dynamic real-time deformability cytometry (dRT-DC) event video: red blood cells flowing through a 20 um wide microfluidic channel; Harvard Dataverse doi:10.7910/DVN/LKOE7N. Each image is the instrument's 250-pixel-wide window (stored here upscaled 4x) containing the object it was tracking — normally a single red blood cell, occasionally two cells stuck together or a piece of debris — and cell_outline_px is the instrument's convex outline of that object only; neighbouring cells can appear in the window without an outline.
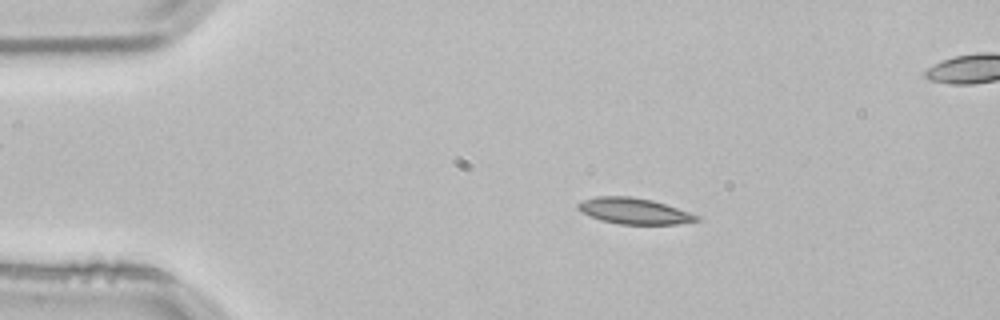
{"species": "common noctule bat (a hibernating species)", "species_latin": "Nyctalus noctula", "temperature_condition": "room temperature", "stored_images_in_passage": 53, "camera_frame_rate_fps": 3000, "um_per_image_px": 0.085, "animal": {"sex": "male", "body_mass_g": 21.5, "forearm_length_mm": 52.0}, "frame": {"image": 1, "passage_image": 9, "time_ms": 2.667, "image_size_px": [1000, 320], "cell_outline_px": [[700, 220], [676, 224], [620, 224], [600, 220], [576, 208], [576, 204], [580, 200], [596, 196], [628, 196], [652, 200], [700, 216]], "centroid_in_image_um": [53.85, 17.93], "position_along_channel_um": 31.1, "area_um2": 17.8}}
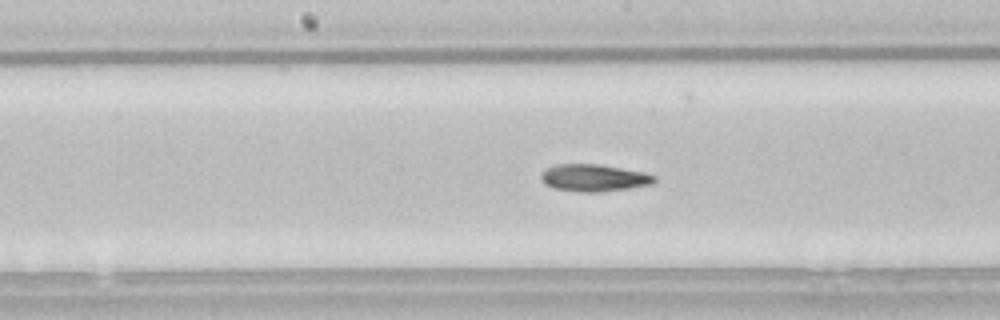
{"frame": {"image": 2, "passage_image": 26, "time_ms": 8.333, "image_size_px": [1000, 320], "cell_outline_px": [[656, 180], [652, 184], [628, 188], [600, 192], [576, 192], [552, 188], [544, 184], [540, 180], [540, 172], [556, 164], [600, 164], [644, 172], [656, 176]], "centroid_in_image_um": [50.44, 15.12], "position_along_channel_um": 197.8, "area_um2": 18.15}}
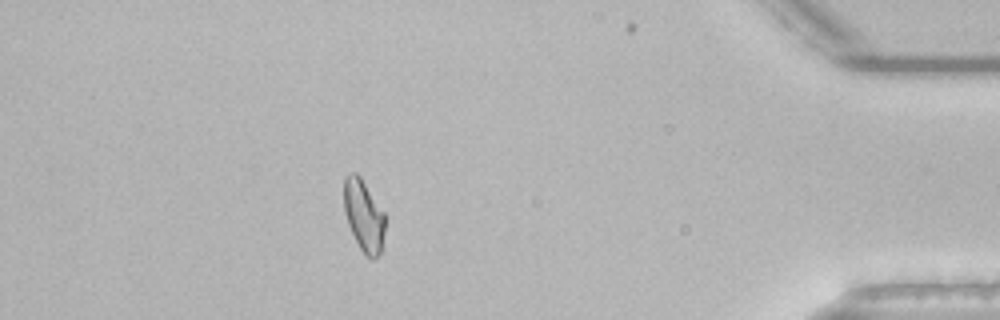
{"frame": {"image": 3, "passage_image": 46, "time_ms": 15.0, "image_size_px": [1000, 320], "cell_outline_px": [[384, 232], [380, 252], [376, 260], [368, 260], [364, 256], [348, 224], [344, 212], [344, 176], [348, 172], [356, 172], [360, 176], [384, 212]], "centroid_in_image_um": [30.9, 18.34], "position_along_channel_um": 404.3, "area_um2": 17.28}, "authors_computed_cell_mechanics": {"area_um2": 17.5712, "velocity_mm_per_s": 3.8263, "shape_relaxation_time_tau1_ms": 7.3102, "shape_relaxation_time_tau2_ms": 6.1357, "deformation_change_tau1": 0.1751, "deformation_change_tau2": 0.1416}}